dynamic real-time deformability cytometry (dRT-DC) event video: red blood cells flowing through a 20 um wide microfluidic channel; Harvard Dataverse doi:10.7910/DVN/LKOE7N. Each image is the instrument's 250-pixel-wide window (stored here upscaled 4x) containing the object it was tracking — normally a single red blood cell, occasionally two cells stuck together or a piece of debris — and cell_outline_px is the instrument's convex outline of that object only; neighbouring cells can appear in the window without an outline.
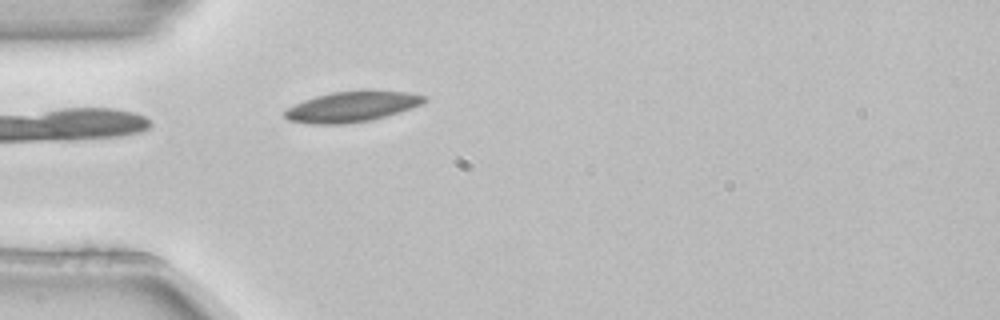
{"species": "common noctule bat (a hibernating species)", "species_latin": "Nyctalus noctula", "temperature_condition": "room temperature", "stored_images_in_passage": 4, "camera_frame_rate_fps": 3000, "um_per_image_px": 0.085, "animal": {"sex": "female", "body_mass_g": 22.7, "forearm_length_mm": 54.2}, "frame": {"image": 1, "passage_image": 4, "time_ms": 1.0, "image_size_px": [1000, 320], "cell_outline_px": [[428, 96], [420, 104], [412, 108], [372, 120], [344, 124], [308, 124], [288, 120], [284, 116], [284, 112], [288, 108], [304, 100], [316, 96], [332, 92], [408, 92]], "centroid_in_image_um": [29.87, 9.1], "position_along_channel_um": 55.1, "area_um2": 24.16}}